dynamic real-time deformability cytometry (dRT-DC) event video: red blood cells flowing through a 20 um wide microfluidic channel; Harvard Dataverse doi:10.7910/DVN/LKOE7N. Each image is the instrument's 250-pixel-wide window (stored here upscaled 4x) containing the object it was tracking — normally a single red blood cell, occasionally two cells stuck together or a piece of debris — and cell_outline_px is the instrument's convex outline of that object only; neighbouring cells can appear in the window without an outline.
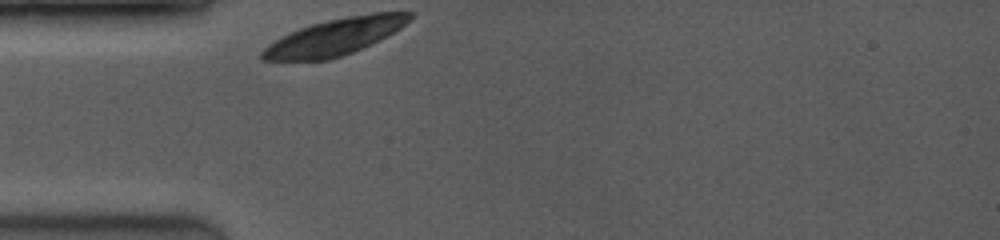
{"species": "common noctule bat (a hibernating species)", "species_latin": "Nyctalus noctula", "temperature_condition": "room temperature", "stored_images_in_passage": 1, "camera_frame_rate_fps": 3500, "um_per_image_px": 0.085, "animal": {"sex": "female", "body_mass_g": 19.0, "forearm_length_mm": 53.3}, "frame": {"image": 1, "passage_image": 1, "time_ms": 0.0, "image_size_px": [1000, 240], "cell_outline_px": [[416, 12], [400, 28], [352, 52], [328, 60], [264, 60], [260, 56], [260, 52], [268, 44], [300, 28], [312, 24], [328, 20], [348, 16], [372, 12]], "centroid_in_image_um": [28.44, 3.12], "position_along_channel_um": 56.6, "area_um2": 30.58}}